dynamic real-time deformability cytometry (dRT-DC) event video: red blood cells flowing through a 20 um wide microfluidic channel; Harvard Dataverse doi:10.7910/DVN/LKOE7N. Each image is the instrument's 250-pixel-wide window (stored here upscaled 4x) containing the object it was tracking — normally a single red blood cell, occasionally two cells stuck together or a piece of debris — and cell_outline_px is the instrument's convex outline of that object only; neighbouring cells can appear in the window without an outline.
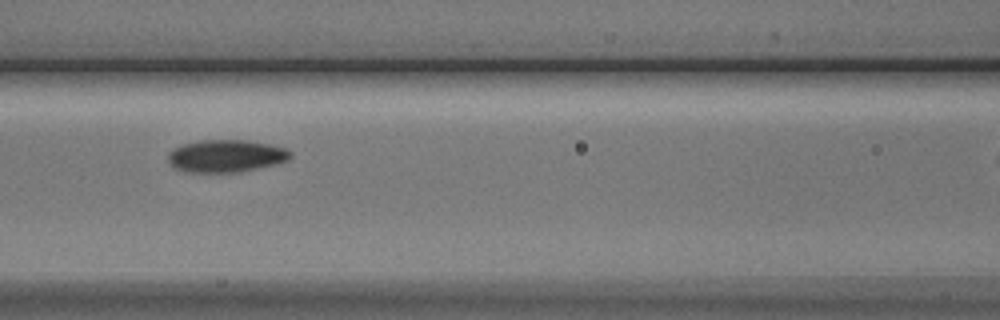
{"species": "Egyptian fruit bat (a non-hibernating species)", "species_latin": "Rousettus aegyptiacus", "temperature_condition": "cold", "stored_images_in_passage": 9, "camera_frame_rate_fps": 3000, "um_per_image_px": 0.085, "animal": {"sex": "male"}, "frame": {"image": 1, "passage_image": 6, "time_ms": 6.0, "image_size_px": [1000, 320], "cell_outline_px": [[292, 156], [288, 160], [276, 164], [240, 172], [188, 172], [176, 168], [168, 160], [168, 152], [172, 148], [184, 144], [200, 140], [244, 140], [268, 144], [284, 148], [292, 152]], "centroid_in_image_um": [19.21, 13.26], "position_along_channel_um": 147.4, "area_um2": 23.06}}
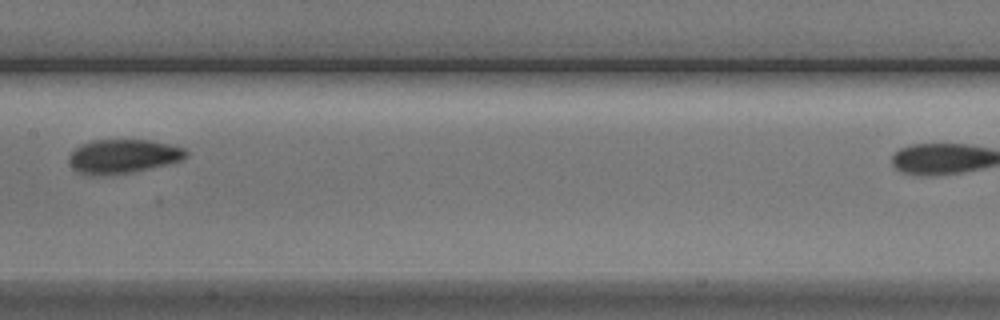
{"frame": {"image": 2, "passage_image": 7, "time_ms": 7.333, "image_size_px": [1000, 320], "cell_outline_px": [[188, 156], [180, 160], [168, 164], [132, 172], [80, 172], [72, 168], [68, 160], [68, 156], [80, 144], [92, 140], [148, 140], [168, 144], [184, 148], [188, 152]], "centroid_in_image_um": [10.5, 13.23], "position_along_channel_um": 196.9, "area_um2": 22.37}}
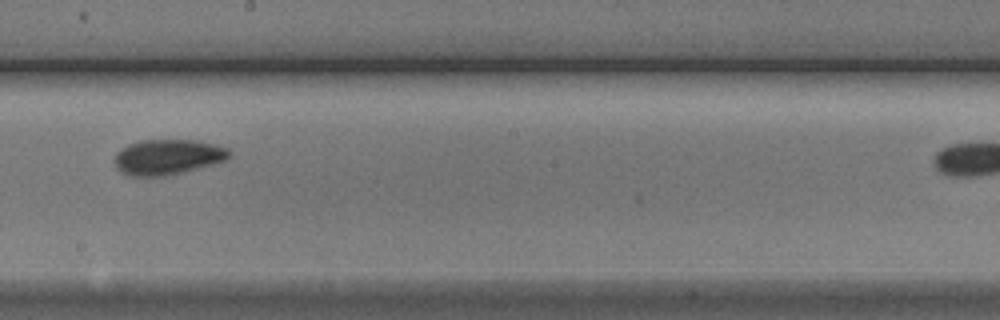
{"frame": {"image": 3, "passage_image": 8, "time_ms": 8.333, "image_size_px": [1000, 320], "cell_outline_px": [[232, 152], [228, 160], [184, 172], [164, 176], [128, 176], [116, 168], [116, 152], [120, 148], [128, 144], [140, 140], [196, 140], [228, 148]], "centroid_in_image_um": [14.27, 13.34], "position_along_channel_um": 233.9, "area_um2": 23.76}}